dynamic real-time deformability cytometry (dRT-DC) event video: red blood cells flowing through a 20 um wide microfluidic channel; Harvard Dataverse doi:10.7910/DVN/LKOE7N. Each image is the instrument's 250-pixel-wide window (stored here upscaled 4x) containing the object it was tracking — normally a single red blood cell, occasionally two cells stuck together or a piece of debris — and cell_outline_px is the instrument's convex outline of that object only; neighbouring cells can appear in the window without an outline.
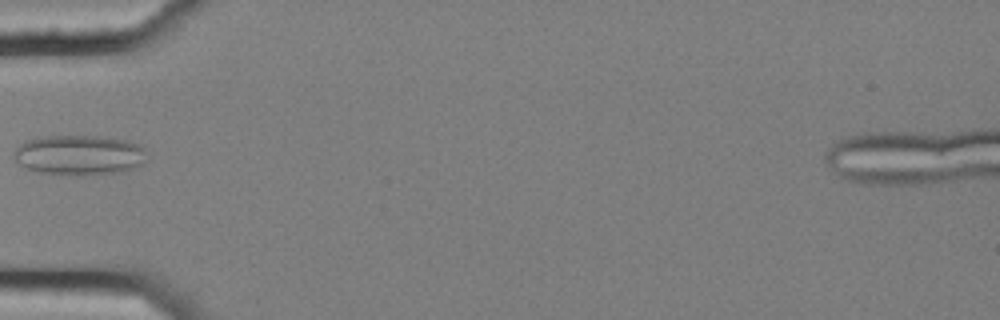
{"species": "common noctule bat (a hibernating species)", "species_latin": "Nyctalus noctula", "temperature_condition": "cold", "stored_images_in_passage": 8, "camera_frame_rate_fps": 3000, "um_per_image_px": 0.085, "animal": {"sex": "female", "body_mass_g": 25.1}, "frame": {"image": 1, "passage_image": 6, "time_ms": 1.667, "image_size_px": [1000, 320], "cell_outline_px": [[144, 164], [124, 172], [80, 176], [76, 176], [40, 172], [28, 168], [20, 164], [16, 160], [16, 148], [24, 140], [48, 136], [100, 136], [124, 140], [140, 144], [144, 148]], "centroid_in_image_um": [6.78, 13.19], "position_along_channel_um": 78.2, "area_um2": 31.04}}